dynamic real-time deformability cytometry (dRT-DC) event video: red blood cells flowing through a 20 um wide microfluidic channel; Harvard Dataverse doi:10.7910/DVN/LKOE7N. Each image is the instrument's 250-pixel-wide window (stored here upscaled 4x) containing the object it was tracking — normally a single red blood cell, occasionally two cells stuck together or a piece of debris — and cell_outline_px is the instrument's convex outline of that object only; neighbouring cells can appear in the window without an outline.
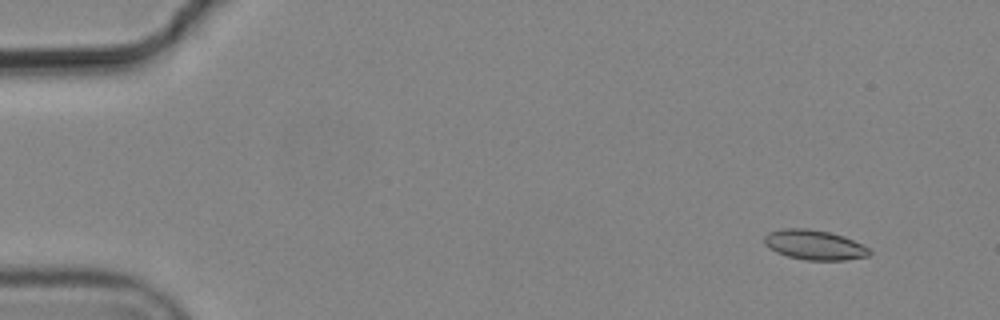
{"species": "common noctule bat (a hibernating species)", "species_latin": "Nyctalus noctula", "temperature_condition": "cold", "stored_images_in_passage": 3, "segment_of_instrument_passage": [2, 2], "camera_frame_rate_fps": 3000, "um_per_image_px": 0.085, "animal": {"sex": "male", "body_mass_g": 19.2, "forearm_length_mm": 51.8}, "frame": {"image": 1, "passage_image": 3, "time_ms": 0.667, "image_size_px": [1000, 320], "cell_outline_px": [[872, 252], [868, 256], [844, 260], [804, 260], [788, 256], [776, 252], [768, 248], [764, 244], [764, 236], [768, 232], [780, 228], [808, 228], [828, 232], [844, 236], [868, 248]], "centroid_in_image_um": [69.17, 20.81], "position_along_channel_um": 15.8, "area_um2": 18.32}}